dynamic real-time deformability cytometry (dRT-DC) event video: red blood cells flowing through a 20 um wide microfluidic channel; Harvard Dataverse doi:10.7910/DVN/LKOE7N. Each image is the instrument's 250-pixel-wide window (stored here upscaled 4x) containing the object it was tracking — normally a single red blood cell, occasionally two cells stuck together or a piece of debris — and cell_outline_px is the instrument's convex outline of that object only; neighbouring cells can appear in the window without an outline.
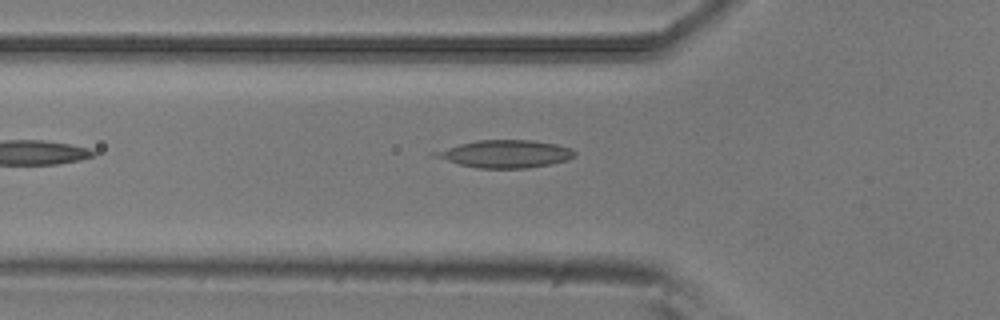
{"species": "common noctule bat (a hibernating species)", "species_latin": "Nyctalus noctula", "temperature_condition": "room temperature", "stored_images_in_passage": 11, "camera_frame_rate_fps": 3000, "um_per_image_px": 0.085, "animal": {"sex": "male", "body_mass_g": 20.5, "forearm_length_mm": 52.5}, "frame": {"image": 1, "passage_image": 7, "time_ms": 2.0, "image_size_px": [1000, 320], "cell_outline_px": [[576, 156], [568, 160], [552, 164], [528, 168], [476, 168], [460, 164], [432, 156], [432, 152], [460, 144], [476, 140], [532, 140], [556, 144], [572, 148], [576, 152]], "centroid_in_image_um": [43.0, 13.08], "position_along_channel_um": 82.8, "area_um2": 22.48}}